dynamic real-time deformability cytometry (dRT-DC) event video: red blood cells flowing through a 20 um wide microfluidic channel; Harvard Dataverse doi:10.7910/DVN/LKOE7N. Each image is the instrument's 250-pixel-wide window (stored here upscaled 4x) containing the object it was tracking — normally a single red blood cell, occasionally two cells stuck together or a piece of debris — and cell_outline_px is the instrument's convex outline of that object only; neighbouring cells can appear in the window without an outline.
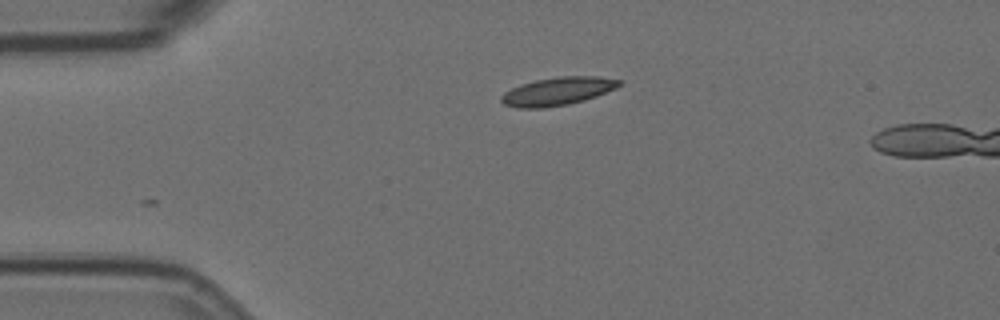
{"species": "Egyptian fruit bat (a non-hibernating species)", "species_latin": "Rousettus aegyptiacus", "temperature_condition": "room temperature", "stored_images_in_passage": 4, "camera_frame_rate_fps": 3000, "um_per_image_px": 0.085, "animal": {"sex": "female"}, "frame": {"image": 1, "passage_image": 1, "time_ms": 0.0, "image_size_px": [1000, 320], "cell_outline_px": [[624, 84], [616, 88], [596, 96], [568, 104], [540, 108], [516, 108], [504, 104], [500, 100], [500, 96], [504, 92], [520, 84], [536, 80], [560, 76], [596, 76], [624, 80]], "centroid_in_image_um": [47.41, 7.75], "position_along_channel_um": 37.6, "area_um2": 19.36}}